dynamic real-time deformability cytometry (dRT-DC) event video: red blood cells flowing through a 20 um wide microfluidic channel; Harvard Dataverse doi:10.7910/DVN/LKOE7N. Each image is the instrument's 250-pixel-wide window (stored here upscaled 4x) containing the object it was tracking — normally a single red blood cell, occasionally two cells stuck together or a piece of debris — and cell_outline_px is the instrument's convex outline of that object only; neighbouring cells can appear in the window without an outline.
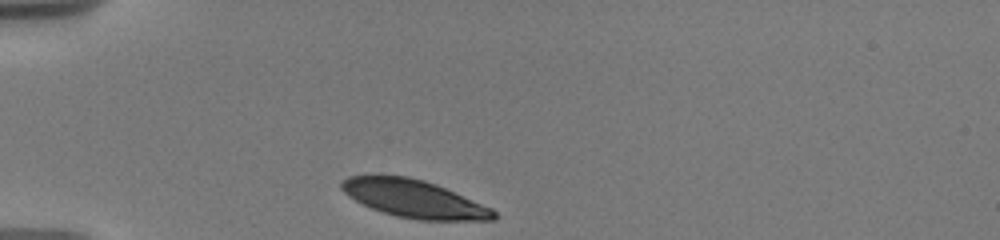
{"species": "human", "species_latin": "Homo sapiens", "temperature_condition": "warm", "stored_images_in_passage": 17, "camera_frame_rate_fps": 3000, "um_per_image_px": 0.085, "donor": {"sex": "male"}, "frame": {"image": 1, "passage_image": 1, "time_ms": 0.0, "image_size_px": [1000, 240], "cell_outline_px": [[496, 220], [416, 220], [396, 216], [372, 208], [348, 196], [340, 188], [340, 180], [348, 176], [408, 176], [424, 180], [436, 184], [492, 208], [496, 212]], "centroid_in_image_um": [35.2, 16.9], "position_along_channel_um": 49.8, "area_um2": 33.23}}
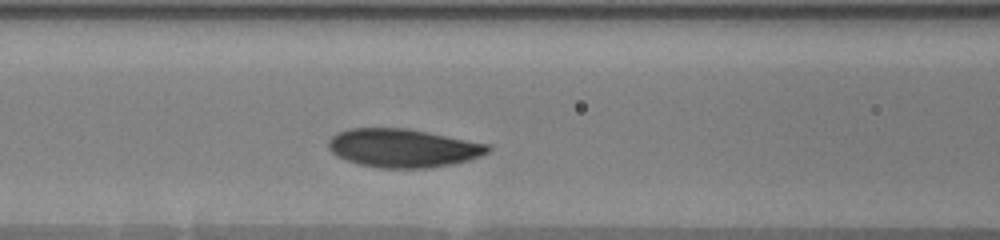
{"frame": {"image": 2, "passage_image": 9, "time_ms": 3.0, "image_size_px": [1000, 240], "cell_outline_px": [[492, 148], [488, 152], [480, 156], [468, 160], [452, 164], [428, 168], [380, 168], [360, 164], [336, 156], [328, 148], [328, 140], [332, 136], [348, 128], [408, 128], [492, 144]], "centroid_in_image_um": [34.29, 12.58], "position_along_channel_um": 132.3, "area_um2": 35.95}}
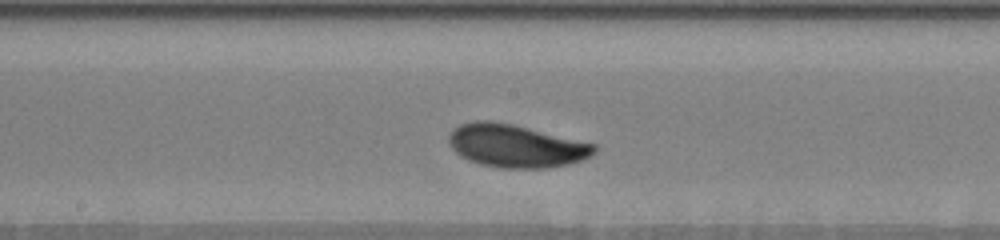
{"frame": {"image": 3, "passage_image": 14, "time_ms": 5.0, "image_size_px": [1000, 240], "cell_outline_px": [[596, 152], [580, 160], [568, 164], [548, 168], [500, 168], [480, 164], [468, 160], [460, 156], [448, 144], [448, 136], [460, 124], [476, 120], [488, 120], [512, 124], [596, 144]], "centroid_in_image_um": [43.82, 12.4], "position_along_channel_um": 204.4, "area_um2": 36.24}}